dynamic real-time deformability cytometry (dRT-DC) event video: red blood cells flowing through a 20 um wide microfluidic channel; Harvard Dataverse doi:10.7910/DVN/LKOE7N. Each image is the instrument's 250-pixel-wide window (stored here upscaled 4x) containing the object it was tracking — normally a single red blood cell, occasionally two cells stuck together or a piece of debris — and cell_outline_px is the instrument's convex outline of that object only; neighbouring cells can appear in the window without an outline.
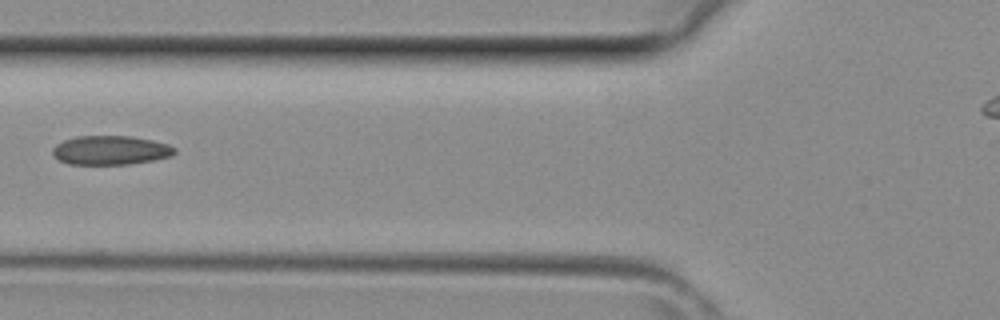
{"species": "common noctule bat (a hibernating species)", "species_latin": "Nyctalus noctula", "temperature_condition": "room temperature", "stored_images_in_passage": 3, "camera_frame_rate_fps": 3000, "um_per_image_px": 0.085, "animal": {"sex": "female", "body_mass_g": 29.2, "forearm_length_mm": 56.3}, "frame": {"image": 1, "passage_image": 3, "time_ms": 0.667, "image_size_px": [1000, 320], "cell_outline_px": [[176, 152], [172, 156], [152, 160], [128, 164], [68, 164], [52, 156], [52, 148], [56, 144], [64, 140], [76, 136], [132, 136], [152, 140], [168, 144], [176, 148]], "centroid_in_image_um": [9.38, 12.76], "position_along_channel_um": 116.4, "area_um2": 20.75}}